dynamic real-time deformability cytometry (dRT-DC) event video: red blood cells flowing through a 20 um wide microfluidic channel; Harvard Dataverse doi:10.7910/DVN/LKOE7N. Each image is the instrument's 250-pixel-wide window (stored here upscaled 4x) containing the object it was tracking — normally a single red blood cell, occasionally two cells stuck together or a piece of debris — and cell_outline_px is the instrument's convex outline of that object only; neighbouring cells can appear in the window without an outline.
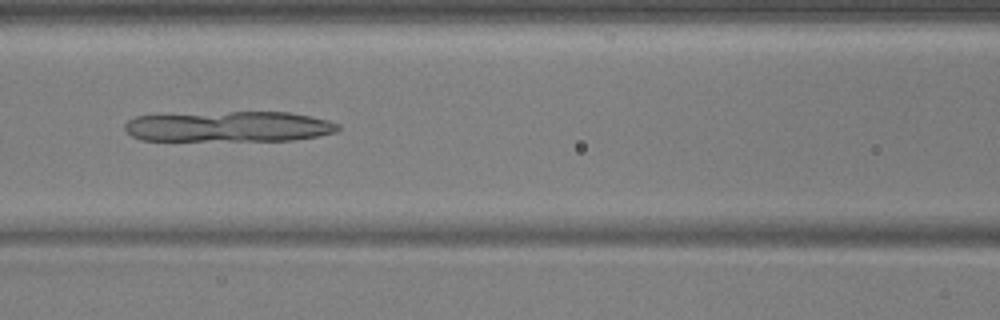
{"species": "common noctule bat (a hibernating species)", "species_latin": "Nyctalus noctula", "temperature_condition": "warm", "stored_images_in_passage": 45, "camera_frame_rate_fps": 3000, "um_per_image_px": 0.085, "animal": {"sex": "male", "body_mass_g": 17.9, "forearm_length_mm": 54.2}, "frame": {"image": 1, "passage_image": 20, "time_ms": 6.333, "image_size_px": [1000, 320], "cell_outline_px": [[340, 128], [336, 132], [320, 136], [292, 140], [140, 140], [132, 136], [124, 128], [124, 124], [128, 120], [136, 116], [228, 112], [288, 112], [328, 120], [340, 124]], "centroid_in_image_um": [19.49, 10.76], "position_along_channel_um": 147.1, "area_um2": 37.74}}
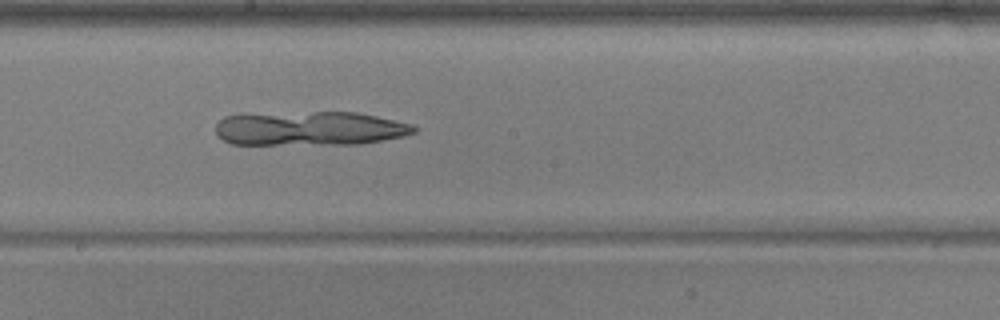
{"frame": {"image": 2, "passage_image": 26, "time_ms": 8.333, "image_size_px": [1000, 320], "cell_outline_px": [[416, 132], [404, 136], [360, 144], [232, 144], [216, 136], [216, 124], [224, 116], [240, 112], [356, 112], [376, 116], [412, 124], [416, 128]], "centroid_in_image_um": [26.25, 10.9], "position_along_channel_um": 222.0, "area_um2": 40.17}}
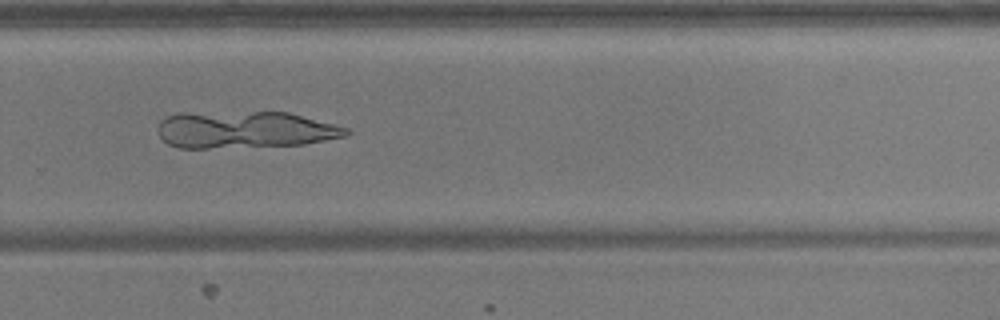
{"frame": {"image": 3, "passage_image": 33, "time_ms": 10.667, "image_size_px": [1000, 320], "cell_outline_px": [[352, 132], [348, 136], [304, 144], [208, 148], [180, 148], [168, 144], [160, 136], [156, 128], [160, 120], [164, 116], [180, 112], [288, 112], [348, 128]], "centroid_in_image_um": [20.77, 11.01], "position_along_channel_um": 309.0, "area_um2": 40.81}}